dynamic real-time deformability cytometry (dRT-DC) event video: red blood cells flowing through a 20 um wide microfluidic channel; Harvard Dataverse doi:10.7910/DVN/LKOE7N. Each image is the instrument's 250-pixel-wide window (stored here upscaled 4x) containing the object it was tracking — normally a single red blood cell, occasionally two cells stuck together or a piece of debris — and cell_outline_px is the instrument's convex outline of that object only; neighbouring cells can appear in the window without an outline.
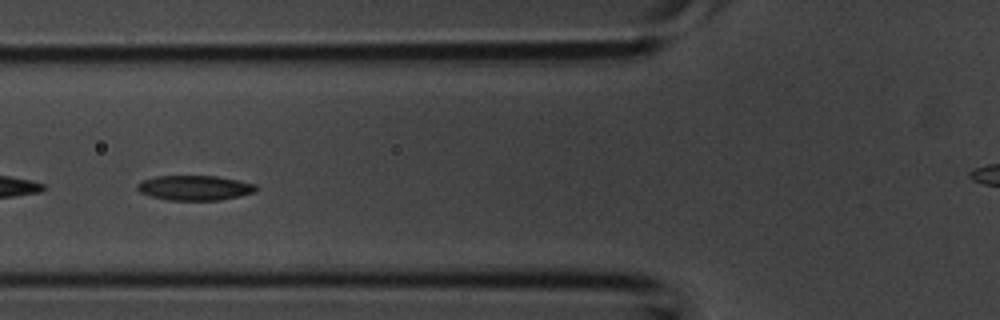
{"species": "common noctule bat (a hibernating species)", "species_latin": "Nyctalus noctula", "temperature_condition": "room temperature", "stored_images_in_passage": 29, "camera_frame_rate_fps": 3000, "um_per_image_px": 0.085, "animal": {"sex": "male", "body_mass_g": 20.1, "forearm_length_mm": 53.5}, "frame": {"image": 1, "passage_image": 8, "time_ms": 2.333, "image_size_px": [1000, 320], "cell_outline_px": [[256, 192], [240, 196], [220, 200], [168, 200], [152, 196], [140, 192], [136, 188], [136, 184], [144, 180], [156, 176], [216, 176], [256, 184]], "centroid_in_image_um": [16.55, 15.97], "position_along_channel_um": 109.2, "area_um2": 17.11}}
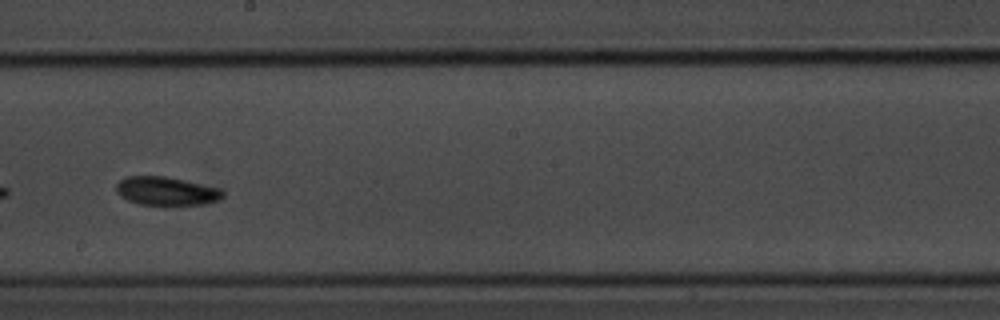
{"frame": {"image": 2, "passage_image": 16, "time_ms": 5.0, "image_size_px": [1000, 320], "cell_outline_px": [[224, 196], [220, 200], [204, 204], [172, 208], [164, 208], [140, 204], [128, 200], [120, 196], [116, 192], [116, 184], [120, 180], [128, 176], [168, 176], [220, 188], [224, 192]], "centroid_in_image_um": [14.17, 16.29], "position_along_channel_um": 234.0, "area_um2": 18.73}}
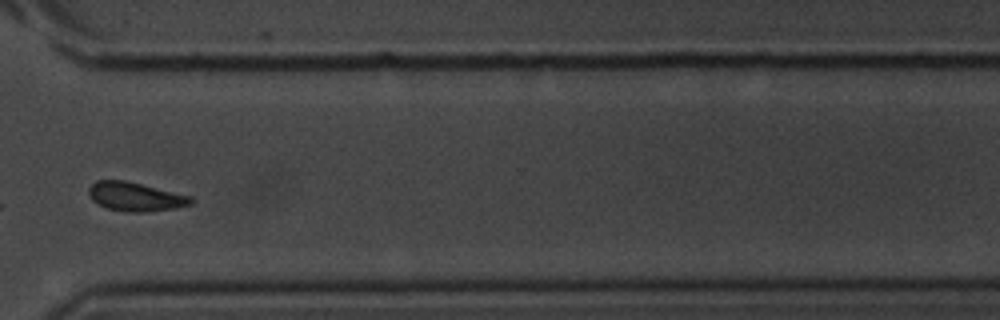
{"frame": {"image": 3, "passage_image": 24, "time_ms": 7.667, "image_size_px": [1000, 320], "cell_outline_px": [[196, 200], [192, 204], [176, 208], [148, 212], [128, 212], [104, 208], [96, 204], [88, 196], [88, 188], [96, 180], [124, 180], [192, 196]], "centroid_in_image_um": [11.5, 16.73], "position_along_channel_um": 359.1, "area_um2": 17.51}}